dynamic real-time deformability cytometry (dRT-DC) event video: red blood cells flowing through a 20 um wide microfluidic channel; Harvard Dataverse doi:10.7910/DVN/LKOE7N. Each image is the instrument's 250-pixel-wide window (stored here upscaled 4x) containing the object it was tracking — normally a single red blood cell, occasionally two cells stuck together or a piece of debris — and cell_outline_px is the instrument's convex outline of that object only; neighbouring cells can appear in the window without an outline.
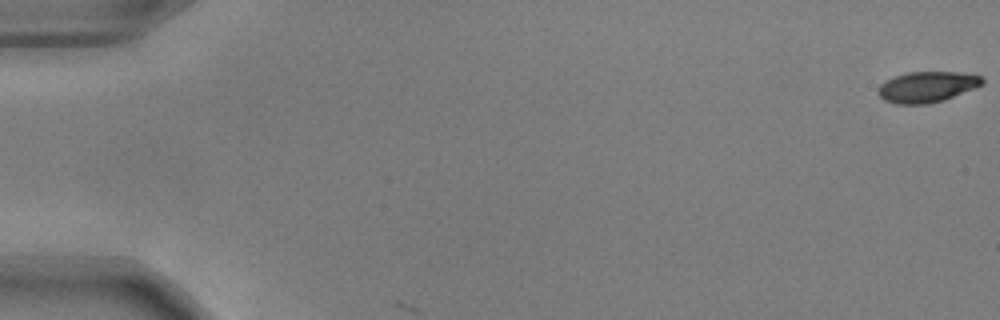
{"species": "common noctule bat (a hibernating species)", "species_latin": "Nyctalus noctula", "temperature_condition": "warm", "stored_images_in_passage": 4, "camera_frame_rate_fps": 3000, "um_per_image_px": 0.085, "animal": {"sex": "male", "body_mass_g": 17.9, "forearm_length_mm": 54.2}, "frame": {"image": 1, "passage_image": 1, "time_ms": 0.0, "image_size_px": [1000, 320], "cell_outline_px": [[984, 84], [944, 100], [928, 104], [896, 104], [884, 100], [876, 92], [880, 84], [896, 76], [908, 72], [956, 72], [984, 76]], "centroid_in_image_um": [78.81, 7.39], "position_along_channel_um": 6.2, "area_um2": 18.67}}